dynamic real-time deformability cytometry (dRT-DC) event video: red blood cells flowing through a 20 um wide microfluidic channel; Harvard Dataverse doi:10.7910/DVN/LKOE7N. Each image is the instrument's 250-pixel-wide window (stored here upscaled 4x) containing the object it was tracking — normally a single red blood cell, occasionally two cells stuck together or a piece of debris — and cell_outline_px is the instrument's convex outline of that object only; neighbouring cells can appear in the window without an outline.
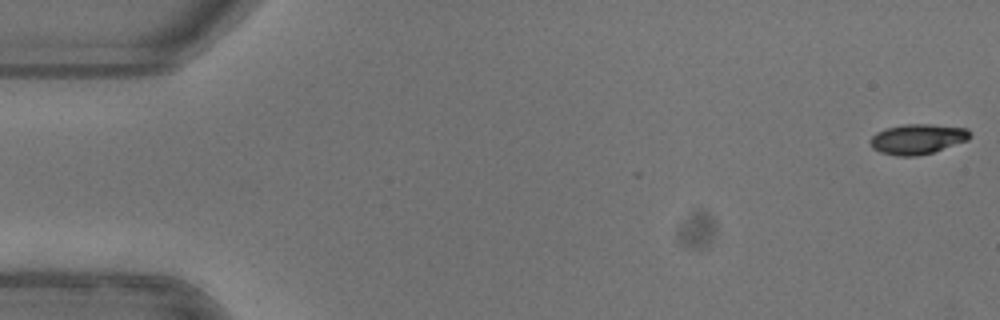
{"species": "common noctule bat (a hibernating species)", "species_latin": "Nyctalus noctula", "temperature_condition": "warm", "stored_images_in_passage": 52, "camera_frame_rate_fps": 3000, "um_per_image_px": 0.085, "animal": {"sex": "female"}, "frame": {"image": 1, "passage_image": 1, "time_ms": 0.0, "image_size_px": [1000, 320], "cell_outline_px": [[972, 136], [968, 140], [932, 152], [916, 156], [896, 156], [880, 152], [872, 148], [868, 140], [876, 132], [884, 128], [904, 124], [932, 124], [968, 128]], "centroid_in_image_um": [77.97, 11.81], "position_along_channel_um": 7.0, "area_um2": 17.69}}
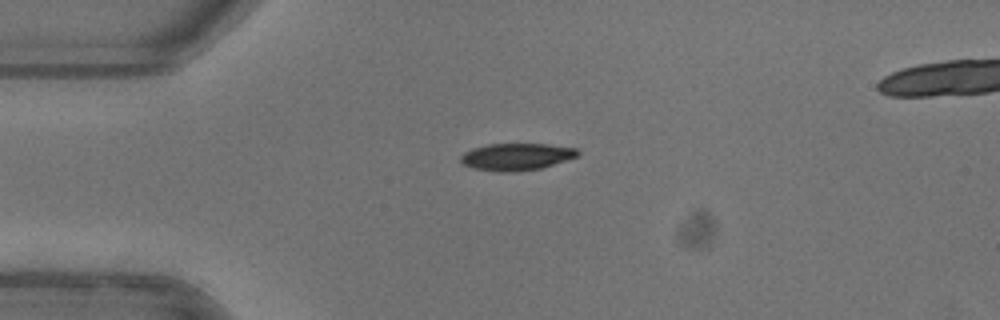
{"frame": {"image": 2, "passage_image": 13, "time_ms": 4.0, "image_size_px": [1000, 320], "cell_outline_px": [[580, 152], [576, 156], [540, 168], [516, 172], [500, 172], [472, 168], [464, 164], [460, 160], [460, 156], [464, 152], [472, 148], [488, 144], [548, 144], [576, 148]], "centroid_in_image_um": [43.85, 13.32], "position_along_channel_um": 41.2, "area_um2": 18.32}}
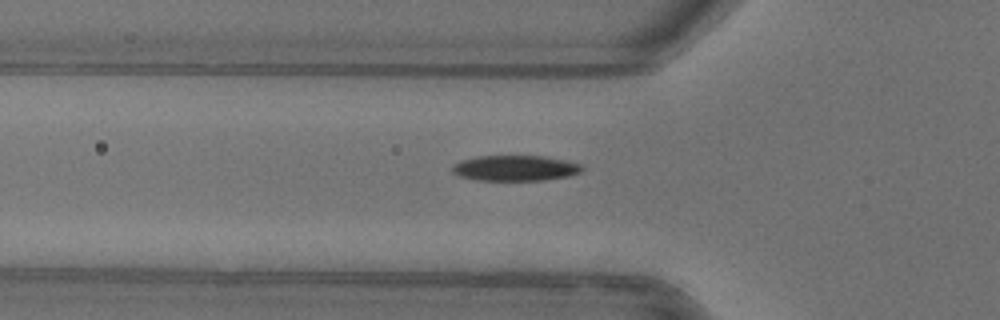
{"frame": {"image": 3, "passage_image": 18, "time_ms": 5.667, "image_size_px": [1000, 320], "cell_outline_px": [[584, 168], [580, 172], [568, 176], [544, 180], [476, 180], [460, 176], [452, 172], [452, 164], [460, 160], [476, 156], [544, 156], [564, 160], [580, 164]], "centroid_in_image_um": [43.75, 14.28], "position_along_channel_um": 82.0, "area_um2": 19.31}}